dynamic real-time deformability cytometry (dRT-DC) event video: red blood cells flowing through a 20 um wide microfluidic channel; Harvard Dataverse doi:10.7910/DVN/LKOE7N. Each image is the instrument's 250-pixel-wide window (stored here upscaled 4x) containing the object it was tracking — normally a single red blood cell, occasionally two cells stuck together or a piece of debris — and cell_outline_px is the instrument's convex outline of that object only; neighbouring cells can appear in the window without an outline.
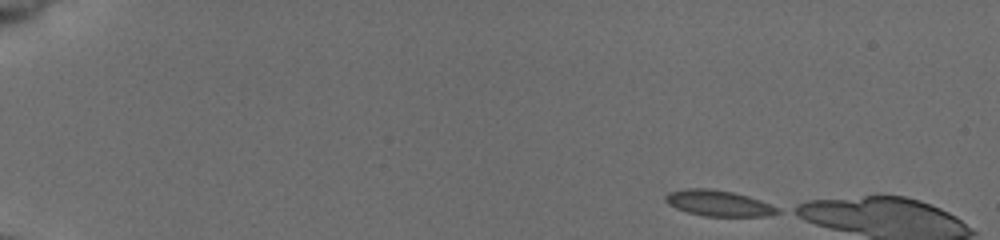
{"species": "common noctule bat (a hibernating species)", "species_latin": "Nyctalus noctula", "temperature_condition": "cold", "stored_images_in_passage": 8, "camera_frame_rate_fps": 3000, "um_per_image_px": 0.085, "animal": {"sex": "female", "body_mass_g": 19.5, "forearm_length_mm": 54.1}, "frame": {"image": 1, "passage_image": 1, "time_ms": 0.0, "image_size_px": [1000, 240], "cell_outline_px": [[780, 212], [764, 216], [704, 216], [688, 212], [676, 208], [668, 204], [664, 200], [664, 196], [668, 192], [688, 188], [712, 188], [732, 192], [748, 196], [760, 200], [780, 208]], "centroid_in_image_um": [61.05, 17.26], "position_along_channel_um": 24.0, "area_um2": 16.88}}